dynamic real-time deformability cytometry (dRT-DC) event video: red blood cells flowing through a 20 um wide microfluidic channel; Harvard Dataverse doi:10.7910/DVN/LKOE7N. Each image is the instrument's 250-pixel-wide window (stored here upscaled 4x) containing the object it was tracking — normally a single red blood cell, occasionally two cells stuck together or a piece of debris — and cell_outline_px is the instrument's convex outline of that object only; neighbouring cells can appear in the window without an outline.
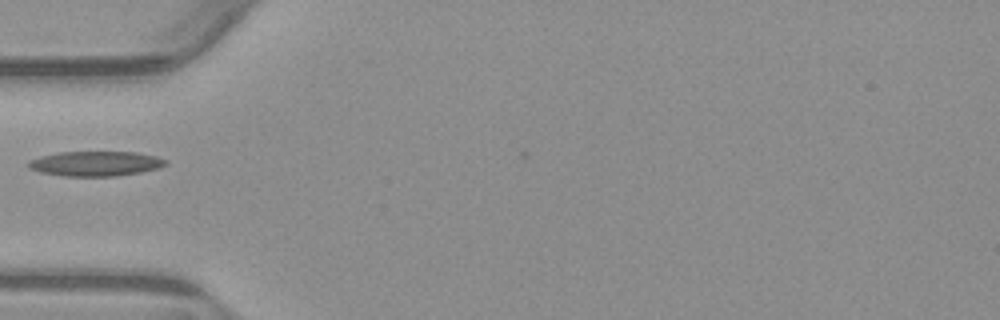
{"species": "common noctule bat (a hibernating species)", "species_latin": "Nyctalus noctula", "temperature_condition": "warm", "stored_images_in_passage": 36, "camera_frame_rate_fps": 3000, "um_per_image_px": 0.085, "animal": {"sex": "male", "body_mass_g": 23.1, "forearm_length_mm": 52.7}, "frame": {"image": 1, "passage_image": 1, "time_ms": 0.0, "image_size_px": [1000, 320], "cell_outline_px": [[168, 164], [160, 168], [140, 172], [116, 176], [64, 176], [40, 172], [28, 168], [28, 160], [40, 156], [60, 152], [136, 152], [156, 156], [168, 160]], "centroid_in_image_um": [8.14, 13.9], "position_along_channel_um": 76.9, "area_um2": 20.0}}
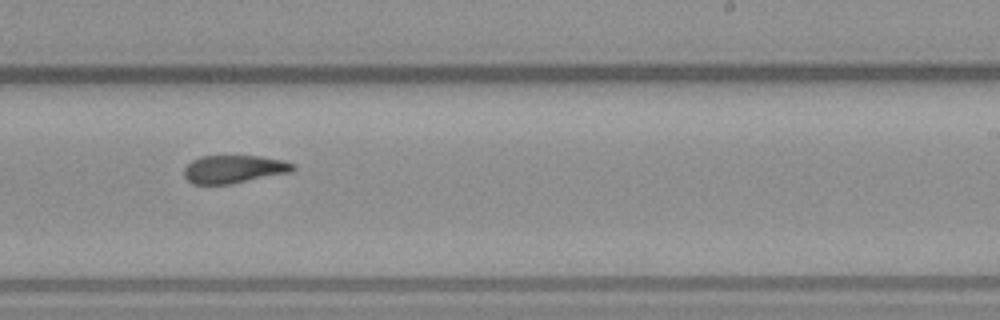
{"frame": {"image": 2, "passage_image": 16, "time_ms": 5.0, "image_size_px": [1000, 320], "cell_outline_px": [[296, 168], [292, 172], [232, 184], [192, 184], [184, 176], [184, 168], [192, 160], [200, 156], [260, 156], [284, 160], [296, 164]], "centroid_in_image_um": [19.92, 14.38], "position_along_channel_um": 269.1, "area_um2": 17.98}}
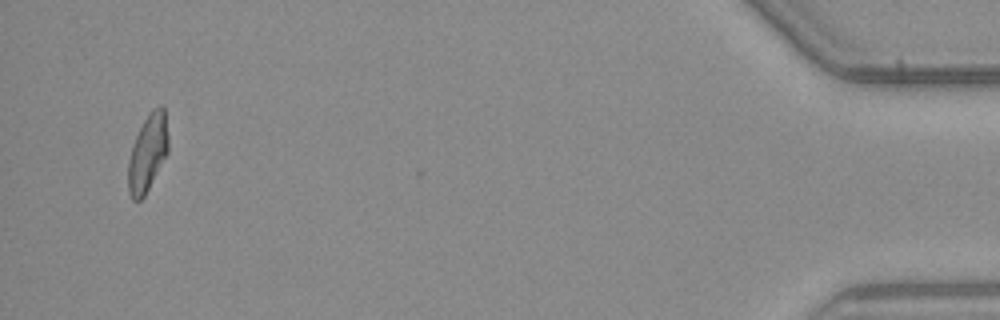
{"frame": {"image": 3, "passage_image": 35, "time_ms": 11.333, "image_size_px": [1000, 320], "cell_outline_px": [[168, 152], [144, 196], [140, 200], [132, 200], [128, 192], [128, 160], [132, 144], [144, 120], [152, 108], [160, 104], [164, 108], [168, 136]], "centroid_in_image_um": [12.54, 12.98], "position_along_channel_um": 422.7, "area_um2": 17.98}}